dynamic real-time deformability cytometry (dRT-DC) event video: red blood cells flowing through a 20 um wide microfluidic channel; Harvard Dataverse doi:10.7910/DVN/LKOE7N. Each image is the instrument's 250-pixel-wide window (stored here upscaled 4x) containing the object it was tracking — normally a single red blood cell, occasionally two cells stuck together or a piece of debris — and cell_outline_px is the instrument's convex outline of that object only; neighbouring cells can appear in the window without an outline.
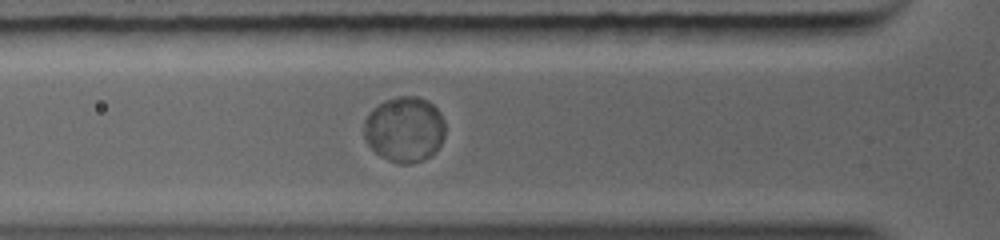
{"species": "common noctule bat (a hibernating species)", "species_latin": "Nyctalus noctula", "temperature_condition": "warm", "stored_images_in_passage": 21, "camera_frame_rate_fps": 5000, "um_per_image_px": 0.085, "animal": {"sex": "female", "body_mass_g": 19.0, "forearm_length_mm": 56.7}, "frame": {"image": 1, "passage_image": 2, "time_ms": 0.6, "image_size_px": [1000, 240], "cell_outline_px": [[444, 136], [440, 144], [432, 156], [424, 160], [408, 164], [396, 164], [380, 156], [368, 144], [364, 136], [364, 120], [372, 108], [384, 100], [400, 96], [416, 96], [428, 100], [440, 112], [444, 120]], "centroid_in_image_um": [34.38, 11.0], "position_along_channel_um": 91.4, "area_um2": 31.27}}
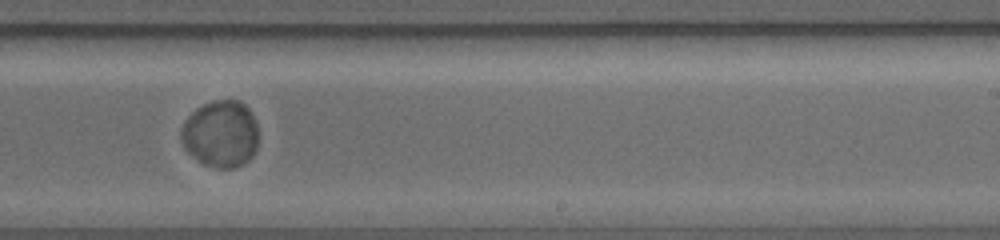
{"frame": {"image": 2, "passage_image": 10, "time_ms": 4.4, "image_size_px": [1000, 240], "cell_outline_px": [[256, 148], [252, 156], [244, 164], [232, 168], [216, 168], [204, 164], [188, 152], [184, 148], [180, 136], [180, 128], [184, 120], [196, 108], [212, 100], [240, 100], [248, 108], [256, 124]], "centroid_in_image_um": [18.72, 11.37], "position_along_channel_um": 270.3, "area_um2": 30.11}}
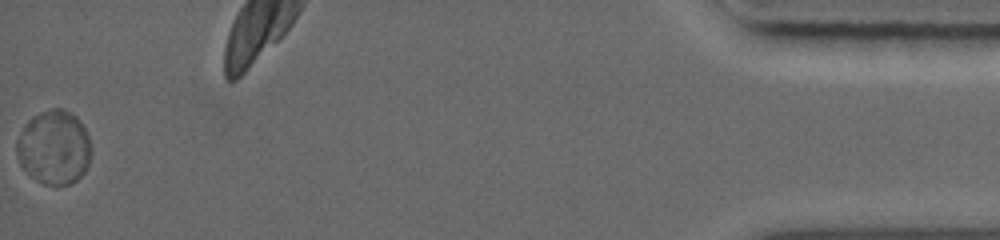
{"frame": {"image": 3, "passage_image": 21, "time_ms": 10.6, "image_size_px": [1000, 240], "cell_outline_px": [[88, 164], [84, 172], [76, 180], [68, 184], [44, 184], [24, 168], [20, 164], [24, 128], [36, 116], [44, 112], [56, 108], [60, 108], [76, 116], [84, 128], [88, 136]], "centroid_in_image_um": [4.69, 12.55], "position_along_channel_um": 430.5, "area_um2": 29.82}}